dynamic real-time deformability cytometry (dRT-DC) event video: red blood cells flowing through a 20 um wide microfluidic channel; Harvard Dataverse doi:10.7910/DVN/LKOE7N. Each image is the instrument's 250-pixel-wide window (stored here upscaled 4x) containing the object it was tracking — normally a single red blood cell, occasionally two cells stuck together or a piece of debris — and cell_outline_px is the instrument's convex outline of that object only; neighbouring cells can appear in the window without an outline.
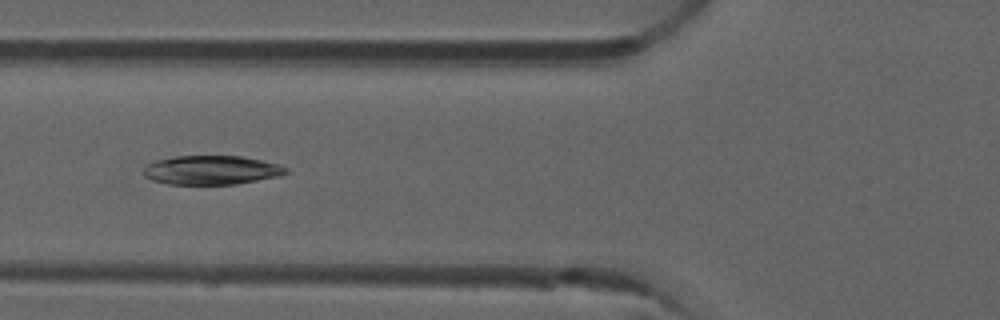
{"species": "common noctule bat (a hibernating species)", "species_latin": "Nyctalus noctula", "temperature_condition": "room temperature", "stored_images_in_passage": 7, "camera_frame_rate_fps": 3000, "um_per_image_px": 0.085, "animal": {"sex": "male", "forearm_length_mm": 52.5}, "frame": {"image": 1, "passage_image": 6, "time_ms": 1.667, "image_size_px": [1000, 320], "cell_outline_px": [[288, 172], [280, 176], [236, 184], [168, 184], [152, 180], [144, 176], [144, 168], [148, 164], [156, 160], [176, 156], [240, 156], [280, 164], [288, 168]], "centroid_in_image_um": [17.99, 14.46], "position_along_channel_um": 107.8, "area_um2": 24.04}}
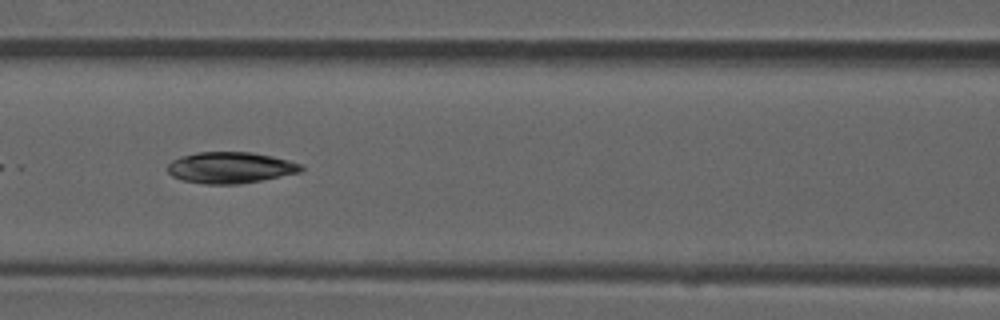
{"frame": {"image": 2, "passage_image": 7, "time_ms": 2.0, "image_size_px": [1000, 320], "cell_outline_px": [[304, 168], [300, 172], [240, 184], [204, 184], [180, 180], [172, 176], [168, 172], [168, 164], [172, 160], [180, 156], [196, 152], [252, 152], [272, 156], [288, 160], [300, 164]], "centroid_in_image_um": [19.54, 14.24], "position_along_channel_um": 147.1, "area_um2": 24.33}}